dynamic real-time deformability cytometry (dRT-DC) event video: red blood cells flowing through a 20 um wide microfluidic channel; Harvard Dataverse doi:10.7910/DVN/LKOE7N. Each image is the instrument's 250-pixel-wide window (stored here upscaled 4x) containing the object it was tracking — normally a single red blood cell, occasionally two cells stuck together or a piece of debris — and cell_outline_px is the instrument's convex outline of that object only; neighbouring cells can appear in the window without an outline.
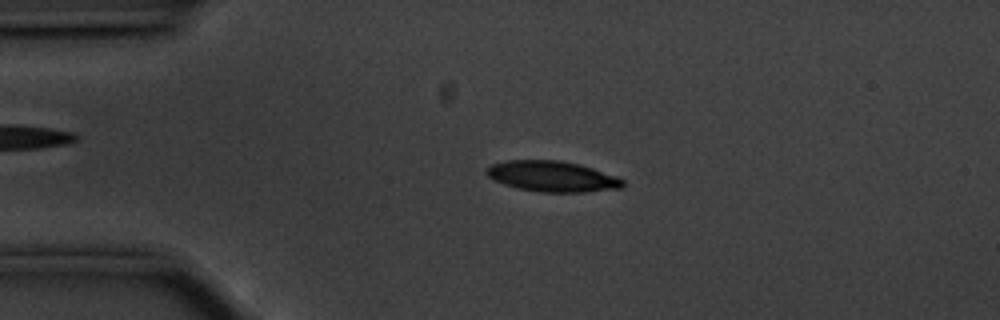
{"species": "common noctule bat (a hibernating species)", "species_latin": "Nyctalus noctula", "temperature_condition": "cold", "stored_images_in_passage": 55, "camera_frame_rate_fps": 3000, "um_per_image_px": 0.085, "animal": {"sex": "male", "body_mass_g": 20.1, "forearm_length_mm": 53.5}, "frame": {"image": 1, "passage_image": 11, "time_ms": 3.333, "image_size_px": [1000, 320], "cell_outline_px": [[624, 188], [584, 192], [540, 192], [520, 188], [504, 184], [488, 176], [484, 172], [492, 164], [508, 160], [560, 160], [580, 164], [616, 176], [624, 180]], "centroid_in_image_um": [46.98, 14.99], "position_along_channel_um": 38.0, "area_um2": 24.28}}
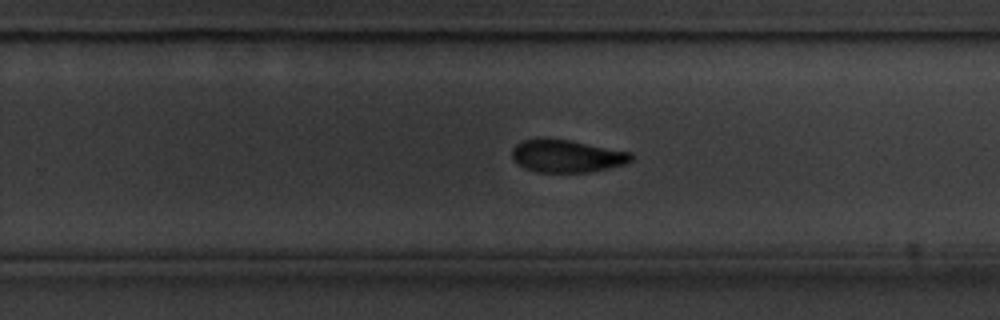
{"frame": {"image": 2, "passage_image": 34, "time_ms": 11.0, "image_size_px": [1000, 320], "cell_outline_px": [[632, 160], [624, 164], [608, 168], [588, 172], [536, 172], [524, 168], [516, 164], [512, 160], [512, 148], [516, 144], [524, 140], [568, 140], [632, 152]], "centroid_in_image_um": [48.16, 13.29], "position_along_channel_um": 281.6, "area_um2": 22.31}}
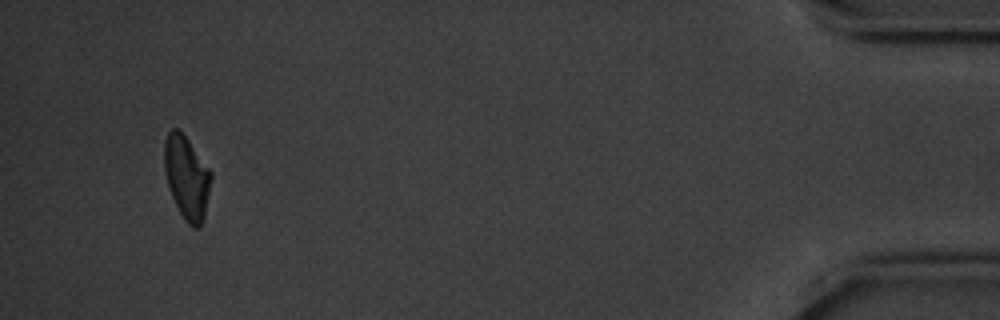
{"frame": {"image": 3, "passage_image": 52, "time_ms": 17.0, "image_size_px": [1000, 320], "cell_outline_px": [[212, 176], [204, 216], [200, 228], [192, 228], [184, 220], [172, 196], [164, 172], [164, 140], [168, 132], [172, 128], [176, 128], [188, 140], [212, 172]], "centroid_in_image_um": [15.86, 15.09], "position_along_channel_um": 419.3, "area_um2": 22.48}, "authors_computed_cell_mechanics": {"area_um2": 23.2934, "velocity_mm_per_s": 3.5429, "shape_relaxation_time_tau1_ms": 2.119, "shape_relaxation_time_tau2_ms": 2.9565, "deformation_change_tau1": 0.1123, "deformation_change_tau2": 0.0674}}